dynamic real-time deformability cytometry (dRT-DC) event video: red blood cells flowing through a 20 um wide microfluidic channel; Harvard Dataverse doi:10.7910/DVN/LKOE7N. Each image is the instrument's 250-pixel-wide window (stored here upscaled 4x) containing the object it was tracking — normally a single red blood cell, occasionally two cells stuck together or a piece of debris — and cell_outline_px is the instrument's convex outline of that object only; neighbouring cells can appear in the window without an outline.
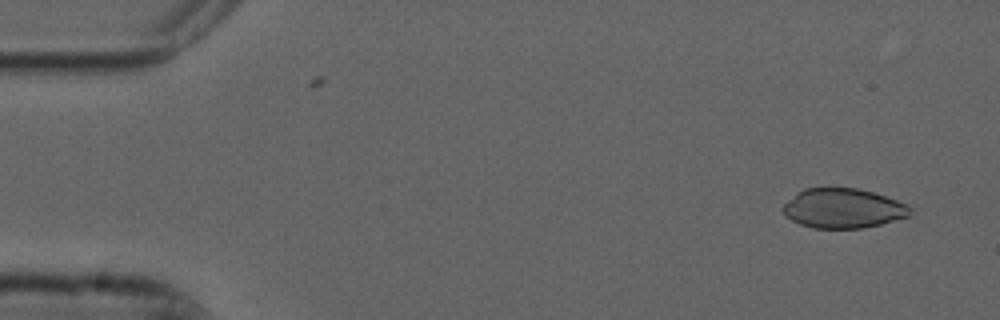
{"species": "common noctule bat (a hibernating species)", "species_latin": "Nyctalus noctula", "temperature_condition": "cold", "stored_images_in_passage": 6, "camera_frame_rate_fps": 3000, "um_per_image_px": 0.085, "animal": {"sex": "male", "forearm_length_mm": 52.5}, "frame": {"image": 1, "passage_image": 2, "time_ms": 0.333, "image_size_px": [1000, 320], "cell_outline_px": [[912, 216], [864, 228], [812, 228], [800, 224], [784, 216], [780, 208], [796, 192], [804, 188], [860, 188], [896, 200], [912, 208]], "centroid_in_image_um": [71.64, 17.71], "position_along_channel_um": 13.4, "area_um2": 29.59}}